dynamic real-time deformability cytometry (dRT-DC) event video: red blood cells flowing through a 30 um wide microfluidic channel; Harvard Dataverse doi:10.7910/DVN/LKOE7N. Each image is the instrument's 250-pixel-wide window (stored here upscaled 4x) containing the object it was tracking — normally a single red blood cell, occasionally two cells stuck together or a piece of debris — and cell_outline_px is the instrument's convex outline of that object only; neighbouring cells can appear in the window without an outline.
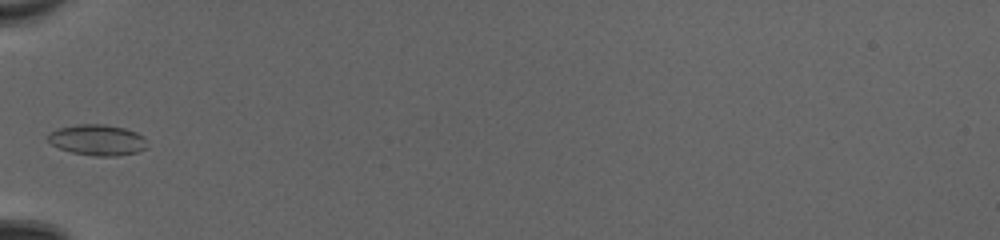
{"species": "common noctule bat (a hibernating species)", "species_latin": "Nyctalus noctula", "temperature_condition": "cold", "stored_images_in_passage": 32, "camera_frame_rate_fps": 3000, "um_per_image_px": 0.085, "animal": {"sex": "female", "body_mass_g": 20.0, "forearm_length_mm": 54.0}, "frame": {"image": 1, "passage_image": 1, "time_ms": 0.0, "image_size_px": [1000, 240], "cell_outline_px": [[148, 148], [136, 152], [116, 156], [96, 156], [72, 152], [60, 148], [52, 144], [44, 136], [60, 128], [76, 124], [104, 124], [124, 128], [136, 132], [144, 136]], "centroid_in_image_um": [8.3, 11.89], "position_along_channel_um": 76.7, "area_um2": 17.8}}
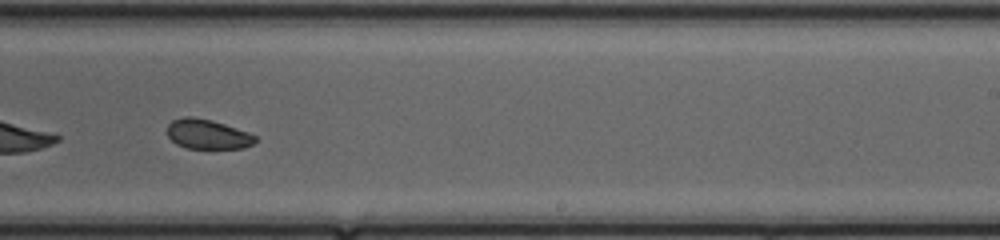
{"frame": {"image": 2, "passage_image": 15, "time_ms": 4.667, "image_size_px": [1000, 240], "cell_outline_px": [[256, 140], [252, 144], [244, 148], [184, 148], [176, 144], [168, 136], [168, 124], [172, 120], [184, 116], [192, 116], [212, 120], [248, 132], [256, 136]], "centroid_in_image_um": [17.62, 11.4], "position_along_channel_um": 271.4, "area_um2": 15.2}}
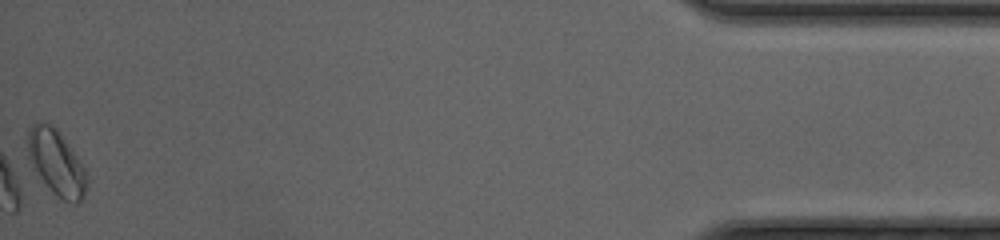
{"frame": {"image": 3, "passage_image": 32, "time_ms": 10.333, "image_size_px": [1000, 240], "cell_outline_px": [[88, 184], [84, 196], [80, 204], [72, 204], [56, 196], [52, 192], [32, 168], [28, 156], [28, 128], [32, 124], [40, 120], [52, 124], [60, 132], [84, 168], [88, 176]], "centroid_in_image_um": [4.79, 13.84], "position_along_channel_um": 430.4, "area_um2": 22.83}, "authors_computed_cell_mechanics": {"area_um2": 16.7331, "velocity_mm_per_s": 4.1807, "shape_relaxation_time_tau1_ms": 5.0554, "shape_relaxation_time_tau2_ms": 5.7194, "deformation_change_tau1": 0.063, "deformation_change_tau2": 0.0864}}